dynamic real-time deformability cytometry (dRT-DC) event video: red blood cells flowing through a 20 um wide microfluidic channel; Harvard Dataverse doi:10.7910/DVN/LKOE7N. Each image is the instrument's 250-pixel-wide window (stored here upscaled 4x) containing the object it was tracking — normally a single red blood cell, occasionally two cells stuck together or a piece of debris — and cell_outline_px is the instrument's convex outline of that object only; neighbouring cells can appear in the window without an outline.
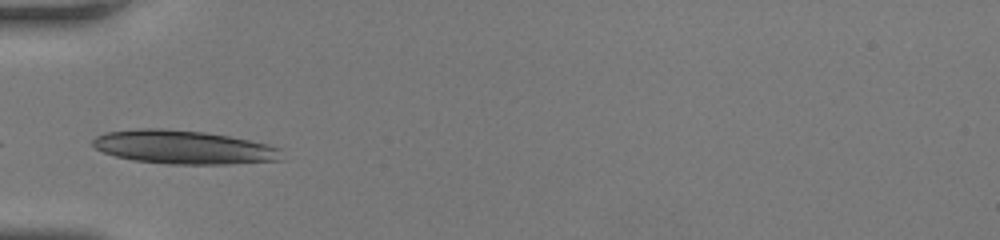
{"species": "human", "species_latin": "Homo sapiens", "temperature_condition": "room temperature", "stored_images_in_passage": 33, "camera_frame_rate_fps": 3000, "um_per_image_px": 0.085, "donor": {"sex": "female"}, "frame": {"image": 1, "passage_image": 1, "time_ms": 0.0, "image_size_px": [1000, 240], "cell_outline_px": [[284, 160], [232, 164], [168, 164], [132, 160], [116, 156], [104, 152], [96, 148], [92, 144], [92, 140], [96, 136], [104, 132], [140, 128], [164, 128], [204, 132], [228, 136], [268, 144], [280, 148]], "centroid_in_image_um": [15.61, 12.51], "position_along_channel_um": 69.4, "area_um2": 37.22}}
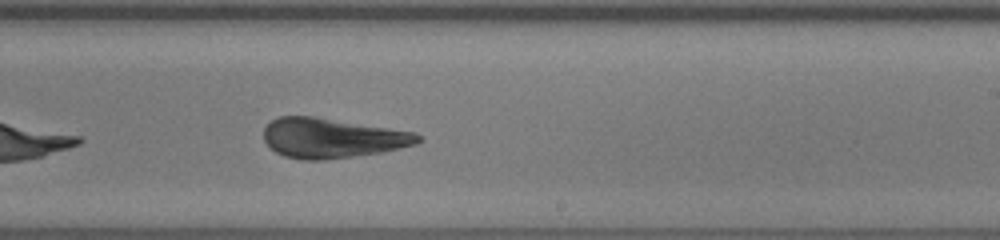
{"frame": {"image": 2, "passage_image": 15, "time_ms": 4.667, "image_size_px": [1000, 240], "cell_outline_px": [[424, 140], [416, 144], [400, 148], [380, 152], [324, 160], [304, 160], [284, 156], [276, 152], [264, 140], [264, 128], [272, 120], [280, 116], [312, 116], [416, 132]], "centroid_in_image_um": [28.24, 11.73], "position_along_channel_um": 260.8, "area_um2": 35.55}}
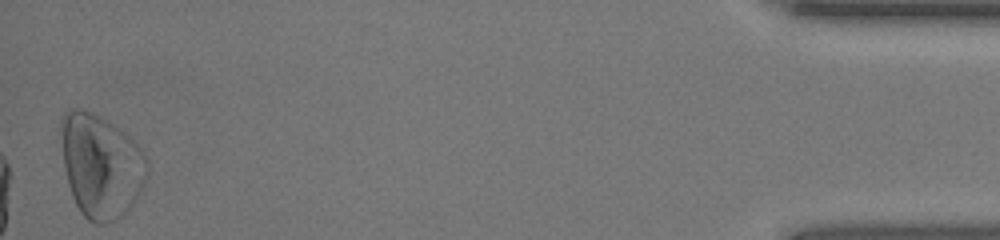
{"frame": {"image": 3, "passage_image": 33, "time_ms": 10.667, "image_size_px": [1000, 240], "cell_outline_px": [[148, 176], [140, 192], [128, 208], [116, 220], [104, 224], [96, 224], [88, 220], [80, 212], [72, 196], [68, 184], [64, 168], [60, 124], [60, 116], [68, 108], [84, 108], [100, 116], [112, 124], [128, 136], [144, 152], [148, 160]], "centroid_in_image_um": [8.56, 14.07], "position_along_channel_um": 426.6, "area_um2": 52.14}, "authors_computed_cell_mechanics": {"area_um2": 35.0846, "velocity_mm_per_s": 4.1534, "shape_relaxation_time_tau1_ms": 4.0061, "shape_relaxation_time_tau2_ms": 1.1647, "deformation_change_tau1": 0.1827, "deformation_change_tau2": 0.0857}}